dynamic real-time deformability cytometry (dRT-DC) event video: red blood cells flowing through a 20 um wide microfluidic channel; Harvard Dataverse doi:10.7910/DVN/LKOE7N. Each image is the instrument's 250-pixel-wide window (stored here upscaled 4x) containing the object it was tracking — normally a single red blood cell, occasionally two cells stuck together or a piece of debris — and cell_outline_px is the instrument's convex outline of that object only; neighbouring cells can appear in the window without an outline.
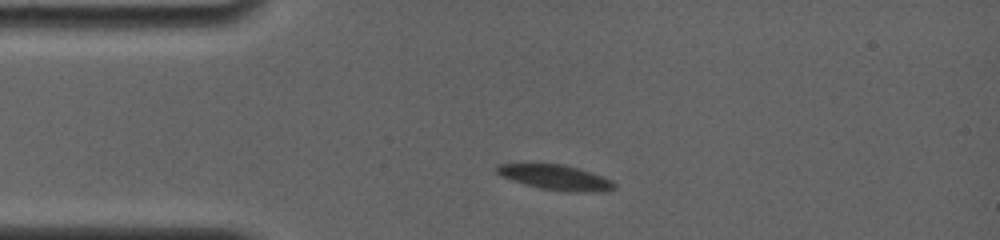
{"species": "common noctule bat (a hibernating species)", "species_latin": "Nyctalus noctula", "temperature_condition": "room temperature", "stored_images_in_passage": 33, "camera_frame_rate_fps": 4000, "um_per_image_px": 0.085, "animal": {"sex": "female", "body_mass_g": 19.0, "forearm_length_mm": 56.7}, "frame": {"image": 1, "passage_image": 1, "time_ms": 0.0, "image_size_px": [1000, 240], "cell_outline_px": [[616, 188], [600, 192], [576, 192], [540, 188], [524, 184], [500, 176], [496, 172], [496, 168], [500, 164], [532, 160], [536, 160], [564, 164], [580, 168], [604, 176], [612, 180], [616, 184]], "centroid_in_image_um": [47.18, 15.01], "position_along_channel_um": 37.8, "area_um2": 18.21}}
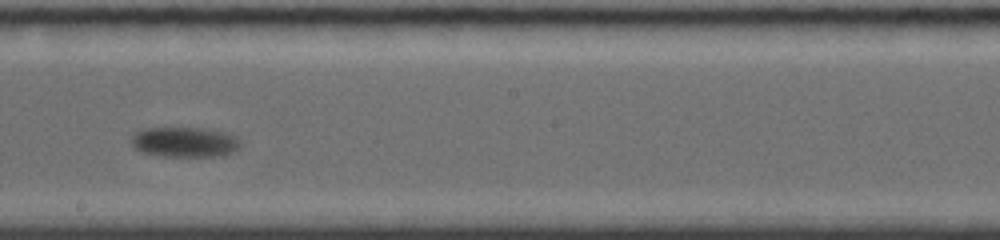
{"frame": {"image": 2, "passage_image": 13, "time_ms": 6.25, "image_size_px": [1000, 240], "cell_outline_px": [[240, 148], [236, 152], [224, 156], [164, 156], [140, 152], [132, 144], [132, 136], [136, 132], [144, 128], [208, 128], [224, 132], [236, 136], [240, 140]], "centroid_in_image_um": [15.76, 12.08], "position_along_channel_um": 232.4, "area_um2": 19.36}}
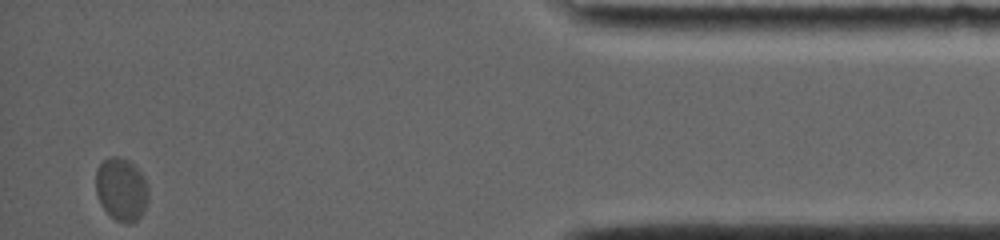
{"frame": {"image": 3, "passage_image": 32, "time_ms": 13.25, "image_size_px": [1000, 240], "cell_outline_px": [[148, 200], [144, 212], [136, 220], [128, 224], [116, 220], [100, 204], [96, 192], [96, 172], [100, 164], [108, 156], [120, 156], [128, 160], [144, 176], [148, 184]], "centroid_in_image_um": [10.33, 16.08], "position_along_channel_um": 424.9, "area_um2": 19.36}, "authors_computed_cell_mechanics": {"area_um2": 19.363, "velocity_mm_per_s": 3.497, "shape_relaxation_time_tau1_ms": 2.0106, "shape_relaxation_time_tau2_ms": null, "deformation_change_tau1": 0.0738, "deformation_change_tau2": null}}